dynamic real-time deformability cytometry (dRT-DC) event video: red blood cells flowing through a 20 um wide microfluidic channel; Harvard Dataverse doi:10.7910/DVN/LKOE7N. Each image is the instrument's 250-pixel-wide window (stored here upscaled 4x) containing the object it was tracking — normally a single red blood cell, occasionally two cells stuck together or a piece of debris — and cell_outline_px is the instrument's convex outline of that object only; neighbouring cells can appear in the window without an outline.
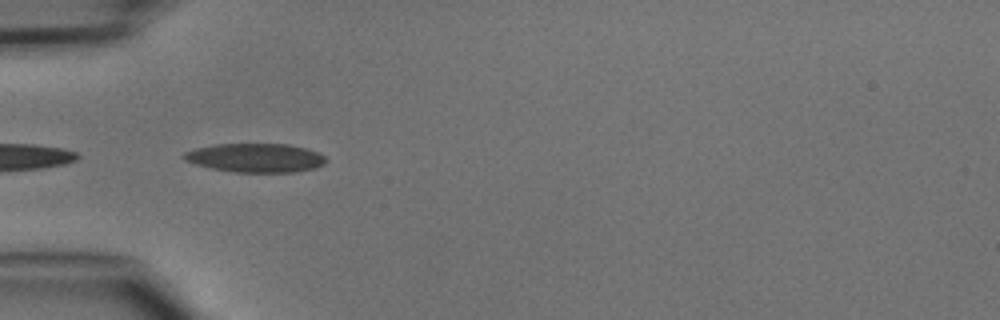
{"species": "common noctule bat (a hibernating species)", "species_latin": "Nyctalus noctula", "temperature_condition": "cold", "stored_images_in_passage": 19, "camera_frame_rate_fps": 3000, "um_per_image_px": 0.085, "animal": {"sex": "male", "body_mass_g": 15.6}, "frame": {"image": 1, "passage_image": 15, "time_ms": 4.667, "image_size_px": [1000, 320], "cell_outline_px": [[328, 160], [324, 164], [316, 168], [296, 172], [236, 172], [212, 168], [196, 164], [184, 160], [180, 156], [184, 152], [196, 148], [212, 144], [288, 144], [308, 148], [320, 152]], "centroid_in_image_um": [21.75, 13.41], "position_along_channel_um": 63.3, "area_um2": 24.16}}